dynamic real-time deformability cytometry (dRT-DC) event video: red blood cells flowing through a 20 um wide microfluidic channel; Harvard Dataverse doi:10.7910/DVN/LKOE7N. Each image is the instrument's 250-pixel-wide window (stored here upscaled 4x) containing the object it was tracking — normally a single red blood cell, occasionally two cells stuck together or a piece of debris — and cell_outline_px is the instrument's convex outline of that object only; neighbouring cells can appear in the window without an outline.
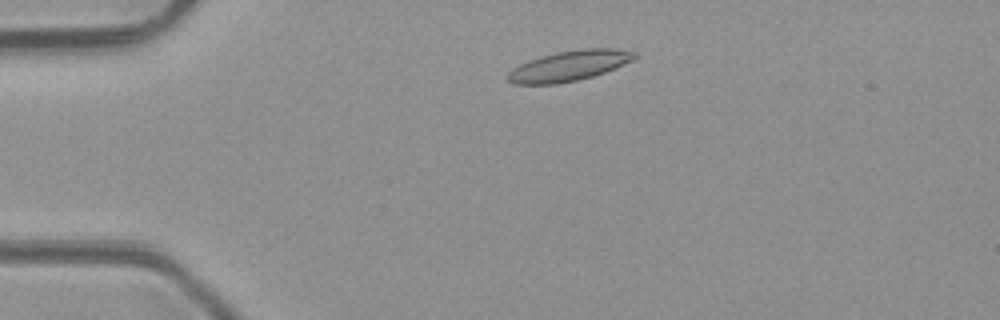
{"species": "common noctule bat (a hibernating species)", "species_latin": "Nyctalus noctula", "temperature_condition": "room temperature", "stored_images_in_passage": 4, "camera_frame_rate_fps": 3000, "um_per_image_px": 0.085, "animal": {"sex": "male", "body_mass_g": 23.1, "forearm_length_mm": 52.7}, "frame": {"image": 1, "passage_image": 2, "time_ms": 1.333, "image_size_px": [1000, 320], "cell_outline_px": [[636, 56], [632, 60], [604, 72], [592, 76], [576, 80], [556, 84], [516, 84], [508, 80], [508, 72], [512, 68], [528, 60], [540, 56], [556, 52], [584, 48], [616, 48], [636, 52]], "centroid_in_image_um": [48.35, 5.58], "position_along_channel_um": 36.6, "area_um2": 22.2}}